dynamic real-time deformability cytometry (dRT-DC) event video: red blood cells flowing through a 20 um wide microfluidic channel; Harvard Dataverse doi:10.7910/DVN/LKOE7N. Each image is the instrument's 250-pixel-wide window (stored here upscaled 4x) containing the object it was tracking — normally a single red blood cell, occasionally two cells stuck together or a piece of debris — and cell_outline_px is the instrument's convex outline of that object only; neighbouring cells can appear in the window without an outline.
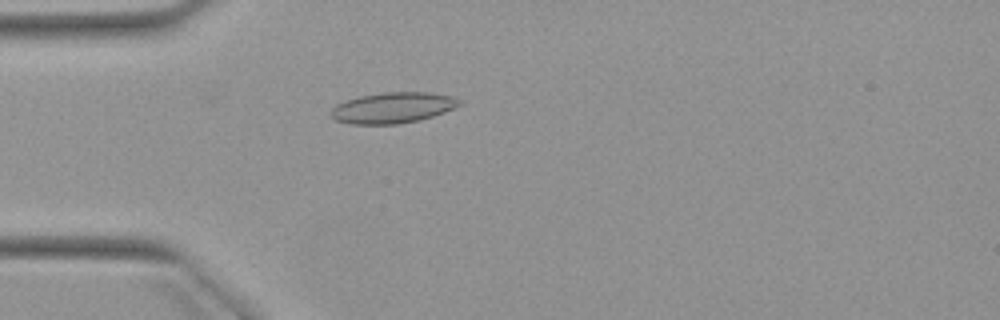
{"species": "Egyptian fruit bat (a non-hibernating species)", "species_latin": "Rousettus aegyptiacus", "temperature_condition": "warm", "stored_images_in_passage": 5, "camera_frame_rate_fps": 3000, "um_per_image_px": 0.085, "animal": {"sex": "female"}, "frame": {"image": 1, "passage_image": 5, "time_ms": 4.667, "image_size_px": [1000, 320], "cell_outline_px": [[464, 104], [456, 108], [420, 120], [396, 124], [352, 124], [336, 120], [328, 112], [336, 104], [344, 100], [360, 96], [384, 92], [428, 92], [452, 96], [464, 100]], "centroid_in_image_um": [33.42, 9.15], "position_along_channel_um": 51.6, "area_um2": 23.35}}